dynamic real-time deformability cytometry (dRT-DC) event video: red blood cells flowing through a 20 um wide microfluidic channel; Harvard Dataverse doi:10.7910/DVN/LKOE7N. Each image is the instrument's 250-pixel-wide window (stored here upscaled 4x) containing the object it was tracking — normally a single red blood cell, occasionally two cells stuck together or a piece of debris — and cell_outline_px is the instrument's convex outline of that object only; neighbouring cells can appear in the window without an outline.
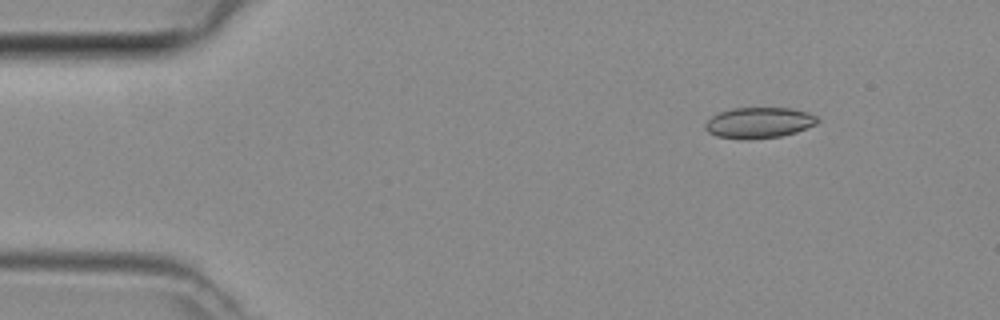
{"species": "common noctule bat (a hibernating species)", "species_latin": "Nyctalus noctula", "temperature_condition": "room temperature", "stored_images_in_passage": 4, "camera_frame_rate_fps": 3000, "um_per_image_px": 0.085, "animal": {"sex": "female", "body_mass_g": 29.2, "forearm_length_mm": 56.3}, "frame": {"image": 1, "passage_image": 2, "time_ms": 0.333, "image_size_px": [1000, 320], "cell_outline_px": [[820, 120], [816, 124], [796, 132], [780, 136], [748, 140], [740, 140], [716, 136], [708, 132], [704, 128], [704, 124], [712, 116], [720, 112], [732, 108], [792, 108], [808, 112], [816, 116]], "centroid_in_image_um": [64.5, 10.44], "position_along_channel_um": 20.5, "area_um2": 20.35}}